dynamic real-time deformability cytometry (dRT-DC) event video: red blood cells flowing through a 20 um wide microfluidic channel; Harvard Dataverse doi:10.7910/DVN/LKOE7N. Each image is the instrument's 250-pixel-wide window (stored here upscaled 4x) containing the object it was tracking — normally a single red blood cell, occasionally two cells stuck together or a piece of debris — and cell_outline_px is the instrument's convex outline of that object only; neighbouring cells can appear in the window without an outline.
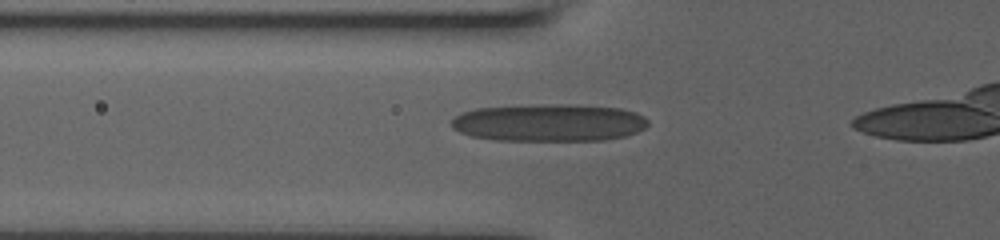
{"species": "human", "species_latin": "Homo sapiens", "temperature_condition": "room temperature", "stored_images_in_passage": 8, "camera_frame_rate_fps": 3000, "um_per_image_px": 0.085, "donor": {"sex": "male"}, "frame": {"image": 1, "passage_image": 3, "time_ms": 1.0, "image_size_px": [1000, 240], "cell_outline_px": [[648, 124], [644, 128], [636, 132], [624, 136], [600, 140], [496, 140], [472, 136], [460, 132], [452, 128], [452, 120], [456, 116], [464, 112], [476, 108], [536, 104], [568, 104], [620, 108], [636, 112], [644, 116], [648, 120]], "centroid_in_image_um": [46.67, 10.41], "position_along_channel_um": 79.1, "area_um2": 42.89}}
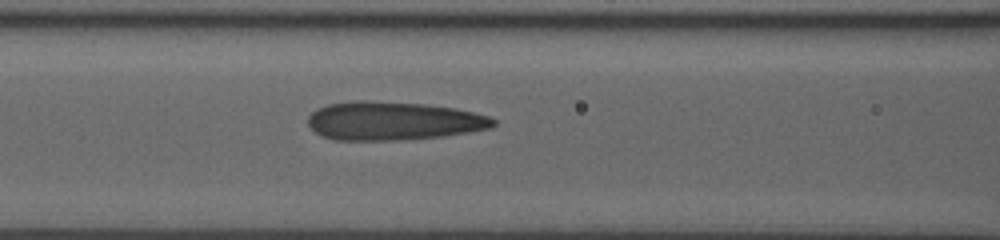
{"frame": {"image": 2, "passage_image": 5, "time_ms": 2.333, "image_size_px": [1000, 240], "cell_outline_px": [[496, 124], [492, 128], [444, 136], [396, 140], [336, 140], [324, 136], [316, 132], [308, 124], [308, 116], [316, 108], [328, 104], [360, 100], [424, 104], [456, 108], [488, 116], [496, 120]], "centroid_in_image_um": [33.43, 10.28], "position_along_channel_um": 133.2, "area_um2": 41.44}}
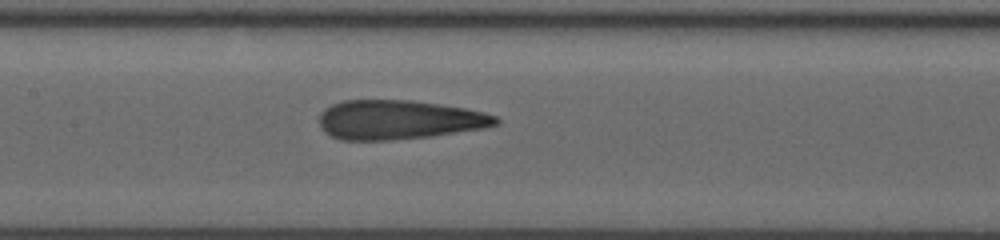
{"frame": {"image": 3, "passage_image": 8, "time_ms": 3.333, "image_size_px": [1000, 240], "cell_outline_px": [[500, 124], [484, 128], [432, 136], [392, 140], [340, 140], [324, 132], [320, 128], [320, 112], [324, 108], [332, 104], [344, 100], [412, 100], [440, 104], [464, 108], [484, 112], [496, 116], [500, 120]], "centroid_in_image_um": [33.9, 10.18], "position_along_channel_um": 173.5, "area_um2": 40.63}}